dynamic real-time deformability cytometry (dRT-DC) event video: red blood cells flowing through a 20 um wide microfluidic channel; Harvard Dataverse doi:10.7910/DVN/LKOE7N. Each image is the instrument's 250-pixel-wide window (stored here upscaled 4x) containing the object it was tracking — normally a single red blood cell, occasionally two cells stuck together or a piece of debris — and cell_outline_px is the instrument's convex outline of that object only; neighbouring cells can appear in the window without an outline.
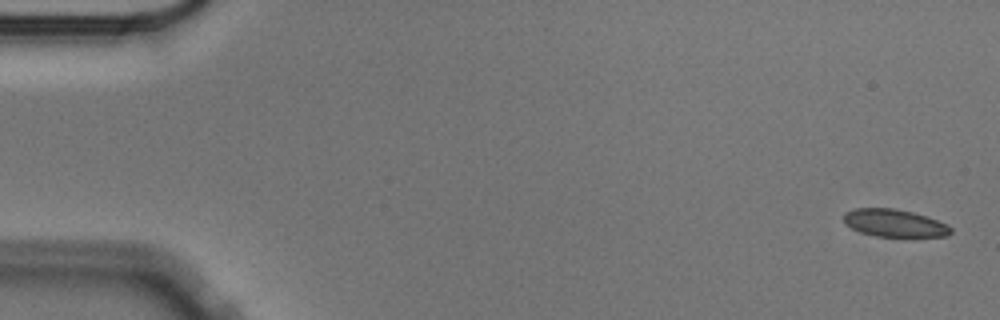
{"species": "Egyptian fruit bat (a non-hibernating species)", "species_latin": "Rousettus aegyptiacus", "temperature_condition": "cold", "stored_images_in_passage": 56, "camera_frame_rate_fps": 3000, "um_per_image_px": 0.085, "animal": {"sex": "male"}, "frame": {"image": 1, "passage_image": 1, "time_ms": 0.0, "image_size_px": [1000, 320], "cell_outline_px": [[952, 232], [948, 236], [908, 240], [876, 236], [860, 232], [852, 228], [840, 216], [844, 212], [856, 208], [896, 208], [912, 212], [948, 224], [952, 228]], "centroid_in_image_um": [76.09, 19.02], "position_along_channel_um": 8.9, "area_um2": 18.15}}
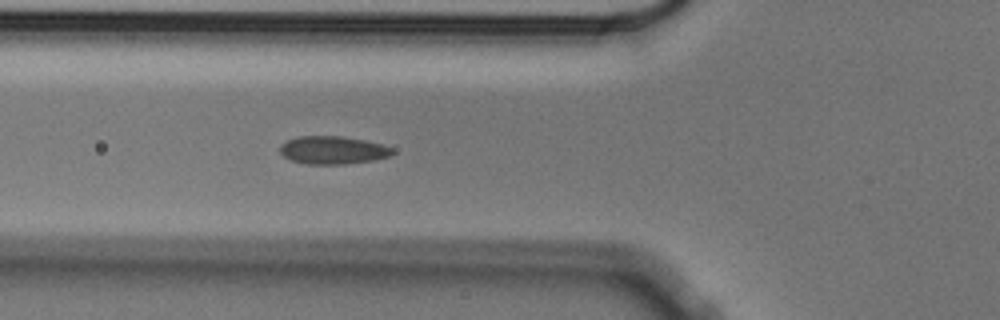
{"frame": {"image": 2, "passage_image": 20, "time_ms": 6.333, "image_size_px": [1000, 320], "cell_outline_px": [[392, 152], [388, 156], [372, 160], [344, 164], [308, 164], [292, 160], [284, 156], [280, 152], [280, 144], [288, 140], [300, 136], [340, 136], [364, 140], [380, 144], [392, 148]], "centroid_in_image_um": [28.25, 12.76], "position_along_channel_um": 97.6, "area_um2": 17.98}}
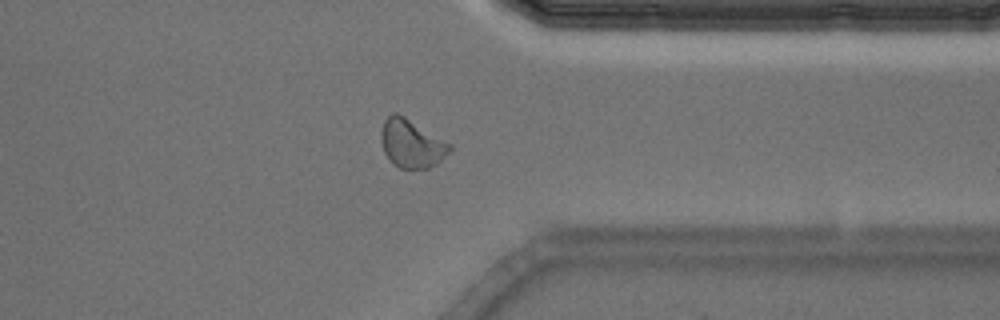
{"frame": {"image": 3, "passage_image": 44, "time_ms": 14.333, "image_size_px": [1000, 320], "cell_outline_px": [[452, 148], [436, 164], [428, 168], [400, 168], [392, 164], [384, 152], [380, 136], [380, 132], [384, 120], [392, 112], [396, 112], [404, 116], [452, 144]], "centroid_in_image_um": [34.95, 12.19], "position_along_channel_um": 376.4, "area_um2": 19.25}, "authors_computed_cell_mechanics": {"area_um2": 18.1781, "velocity_mm_per_s": 3.5198, "shape_relaxation_time_tau1_ms": 4.9763, "shape_relaxation_time_tau2_ms": 1.6136, "deformation_change_tau1": 0.0882, "deformation_change_tau2": 0.0713}}